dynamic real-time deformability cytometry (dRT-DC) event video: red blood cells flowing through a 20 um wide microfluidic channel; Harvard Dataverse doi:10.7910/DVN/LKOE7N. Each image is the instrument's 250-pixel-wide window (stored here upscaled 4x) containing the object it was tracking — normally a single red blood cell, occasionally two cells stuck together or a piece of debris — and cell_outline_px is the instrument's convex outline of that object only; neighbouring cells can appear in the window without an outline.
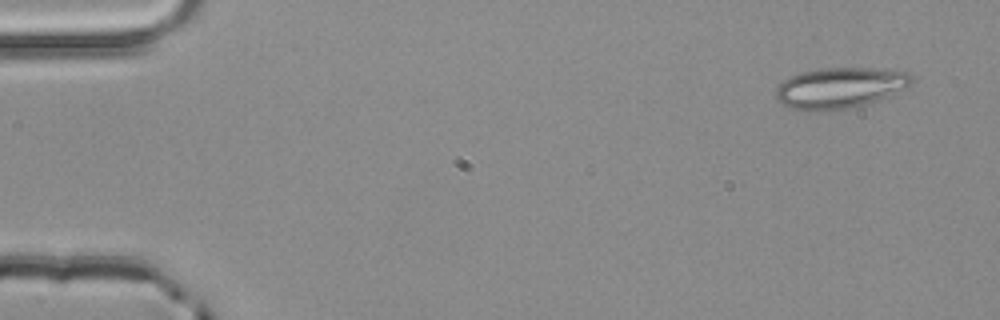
{"species": "common noctule bat (a hibernating species)", "species_latin": "Nyctalus noctula", "temperature_condition": "room temperature", "stored_images_in_passage": 3, "camera_frame_rate_fps": 3000, "um_per_image_px": 0.085, "animal": {"sex": "male", "body_mass_g": 20.4}, "frame": {"image": 1, "passage_image": 1, "time_ms": 0.0, "image_size_px": [1000, 320], "cell_outline_px": [[912, 84], [872, 104], [824, 112], [804, 112], [788, 108], [776, 100], [776, 88], [784, 80], [800, 72], [824, 68], [888, 68], [908, 72], [912, 76]], "centroid_in_image_um": [71.39, 7.49], "position_along_channel_um": 13.6, "area_um2": 33.06}}